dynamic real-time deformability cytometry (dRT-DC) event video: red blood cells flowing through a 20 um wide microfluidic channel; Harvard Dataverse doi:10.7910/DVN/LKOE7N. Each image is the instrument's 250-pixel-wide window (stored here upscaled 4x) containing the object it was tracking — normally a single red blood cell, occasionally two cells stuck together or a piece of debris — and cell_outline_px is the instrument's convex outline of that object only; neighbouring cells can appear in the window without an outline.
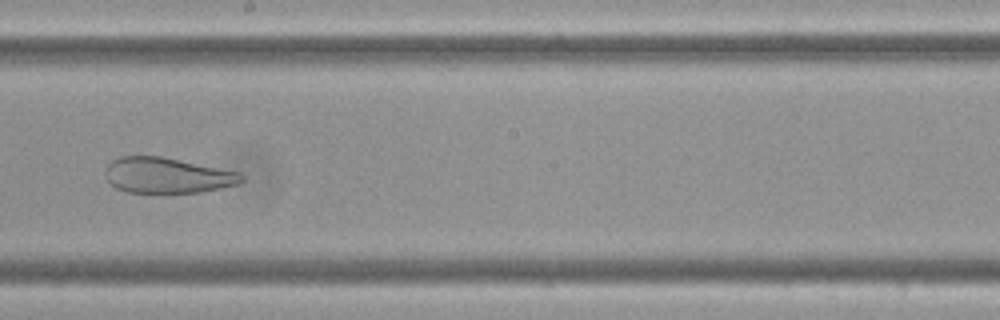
{"species": "Egyptian fruit bat (a non-hibernating species)", "species_latin": "Rousettus aegyptiacus", "temperature_condition": "cold", "stored_images_in_passage": 56, "camera_frame_rate_fps": 3000, "um_per_image_px": 0.085, "frame": {"image": 1, "passage_image": 32, "time_ms": 10.333, "image_size_px": [1000, 320], "cell_outline_px": [[244, 180], [240, 184], [200, 192], [128, 192], [116, 188], [108, 180], [104, 172], [108, 164], [112, 160], [120, 156], [160, 156], [240, 172], [244, 176]], "centroid_in_image_um": [14.23, 14.9], "position_along_channel_um": 234.0, "area_um2": 28.09}}
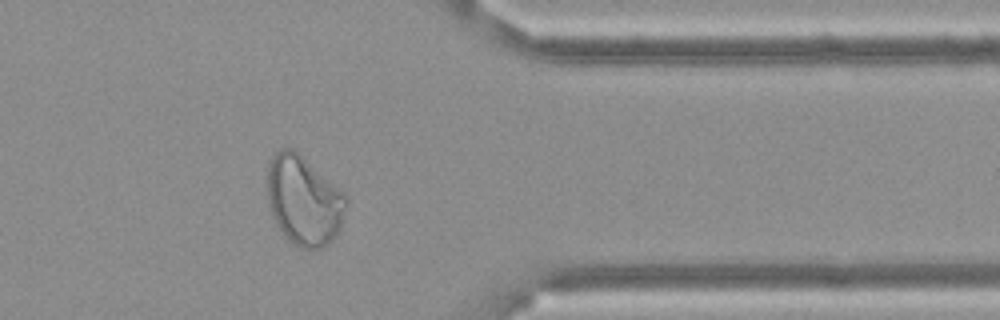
{"frame": {"image": 2, "passage_image": 46, "time_ms": 15.0, "image_size_px": [1000, 320], "cell_outline_px": [[348, 200], [340, 228], [332, 240], [328, 244], [320, 248], [300, 248], [288, 240], [284, 236], [276, 224], [268, 204], [268, 164], [272, 156], [280, 148], [292, 148], [344, 192]], "centroid_in_image_um": [25.82, 17.05], "position_along_channel_um": 385.6, "area_um2": 40.86}}
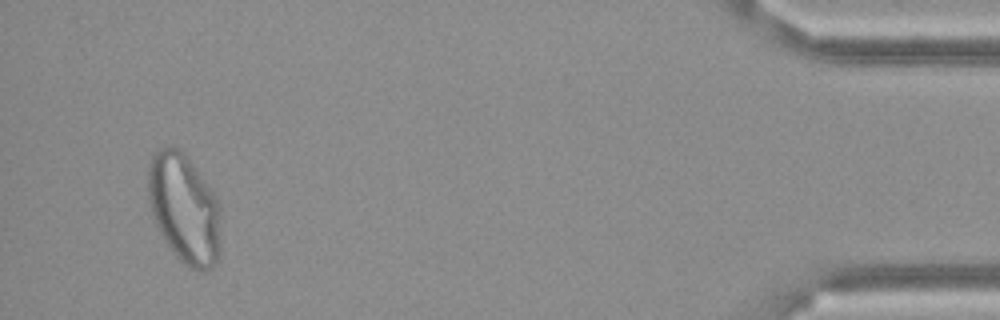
{"frame": {"image": 3, "passage_image": 54, "time_ms": 17.667, "image_size_px": [1000, 320], "cell_outline_px": [[220, 252], [216, 264], [208, 268], [188, 268], [176, 256], [164, 240], [152, 216], [148, 196], [148, 168], [152, 156], [160, 148], [172, 144], [180, 148], [184, 152], [216, 196], [220, 208]], "centroid_in_image_um": [15.65, 17.7], "position_along_channel_um": 419.5, "area_um2": 46.53}}